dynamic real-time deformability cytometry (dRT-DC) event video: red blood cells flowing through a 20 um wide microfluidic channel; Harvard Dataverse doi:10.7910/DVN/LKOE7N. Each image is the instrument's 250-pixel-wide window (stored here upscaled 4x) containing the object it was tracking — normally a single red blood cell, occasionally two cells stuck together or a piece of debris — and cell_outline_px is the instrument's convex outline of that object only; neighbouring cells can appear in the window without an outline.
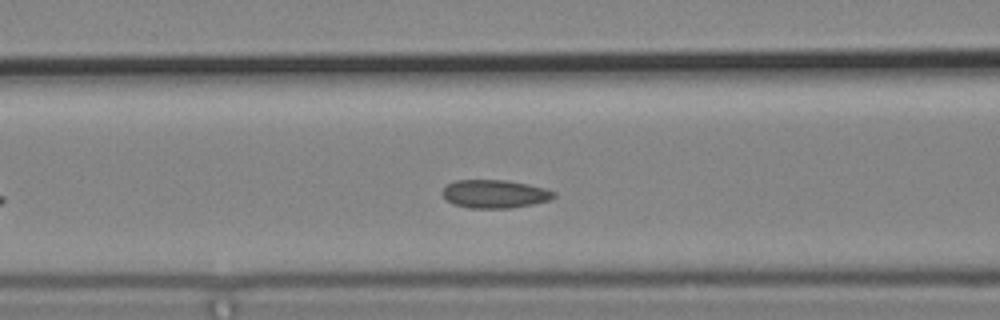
{"species": "common noctule bat (a hibernating species)", "species_latin": "Nyctalus noctula", "temperature_condition": "cold", "stored_images_in_passage": 4, "camera_frame_rate_fps": 3000, "um_per_image_px": 0.085, "animal": {"sex": "male", "body_mass_g": 19.2, "forearm_length_mm": 51.8}, "frame": {"image": 1, "passage_image": 4, "time_ms": 1.0, "image_size_px": [1000, 320], "cell_outline_px": [[556, 196], [548, 200], [532, 204], [508, 208], [468, 208], [452, 204], [440, 192], [448, 184], [456, 180], [508, 180], [528, 184], [544, 188], [556, 192]], "centroid_in_image_um": [42.04, 16.48], "position_along_channel_um": 124.6, "area_um2": 18.32}}